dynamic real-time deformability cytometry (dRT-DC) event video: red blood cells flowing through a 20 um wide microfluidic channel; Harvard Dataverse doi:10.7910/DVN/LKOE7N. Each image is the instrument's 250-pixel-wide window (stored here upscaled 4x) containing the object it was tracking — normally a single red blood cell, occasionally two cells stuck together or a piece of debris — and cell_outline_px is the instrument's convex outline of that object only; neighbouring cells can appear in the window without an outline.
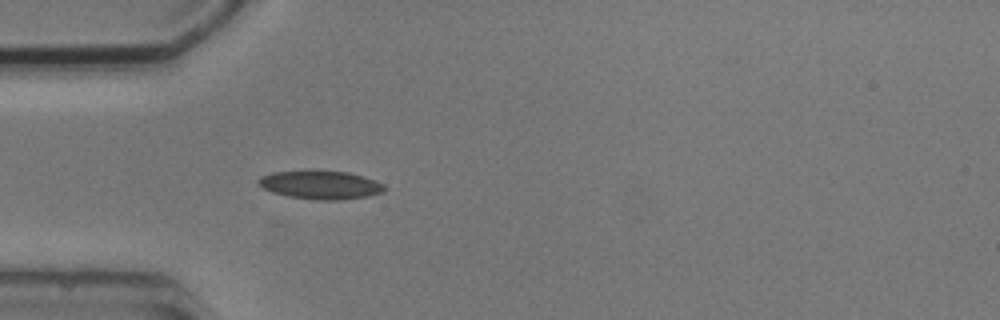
{"species": "common noctule bat (a hibernating species)", "species_latin": "Nyctalus noctula", "temperature_condition": "cold", "stored_images_in_passage": 4, "camera_frame_rate_fps": 3000, "um_per_image_px": 0.085, "animal": {"sex": "male", "body_mass_g": 20.5, "forearm_length_mm": 52.5}, "frame": {"image": 1, "passage_image": 4, "time_ms": 3.667, "image_size_px": [1000, 320], "cell_outline_px": [[388, 188], [384, 192], [368, 196], [344, 200], [312, 200], [288, 196], [272, 192], [264, 188], [256, 180], [260, 176], [272, 172], [348, 172], [364, 176], [376, 180], [384, 184]], "centroid_in_image_um": [27.31, 15.74], "position_along_channel_um": 57.7, "area_um2": 20.75}}